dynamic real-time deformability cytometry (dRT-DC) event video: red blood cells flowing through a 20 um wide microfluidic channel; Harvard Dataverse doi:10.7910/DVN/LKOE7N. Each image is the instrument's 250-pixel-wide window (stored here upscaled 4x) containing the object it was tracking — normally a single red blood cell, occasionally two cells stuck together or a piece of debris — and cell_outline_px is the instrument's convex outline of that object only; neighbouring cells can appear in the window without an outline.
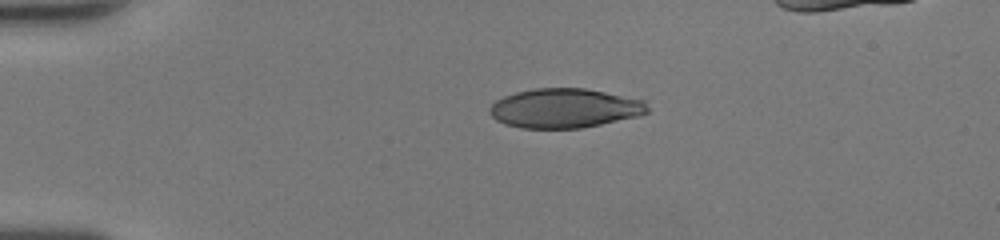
{"species": "human", "species_latin": "Homo sapiens", "temperature_condition": "room temperature", "stored_images_in_passage": 37, "camera_frame_rate_fps": 3000, "um_per_image_px": 0.085, "donor": {"sex": "female"}, "frame": {"image": 1, "passage_image": 1, "time_ms": 0.0, "image_size_px": [1000, 240], "cell_outline_px": [[648, 112], [640, 116], [580, 128], [520, 128], [504, 124], [496, 120], [488, 112], [488, 108], [496, 100], [504, 96], [516, 92], [532, 88], [584, 88], [648, 100]], "centroid_in_image_um": [48.01, 9.19], "position_along_channel_um": 37.0, "area_um2": 36.53}}
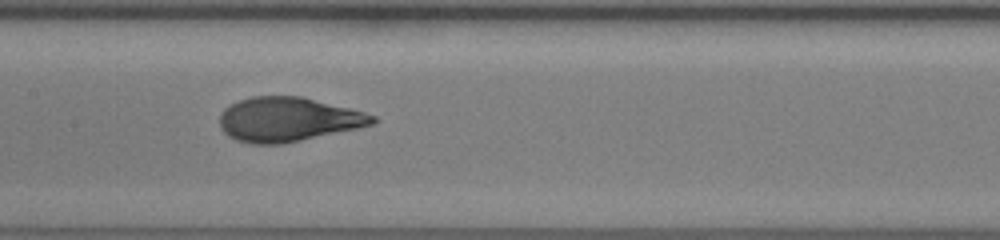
{"frame": {"image": 2, "passage_image": 15, "time_ms": 4.667, "image_size_px": [1000, 240], "cell_outline_px": [[376, 120], [372, 124], [356, 128], [300, 140], [280, 144], [252, 144], [236, 140], [228, 136], [220, 128], [220, 112], [224, 108], [240, 100], [252, 96], [300, 96], [364, 112], [376, 116]], "centroid_in_image_um": [24.42, 10.15], "position_along_channel_um": 183.0, "area_um2": 39.02}}
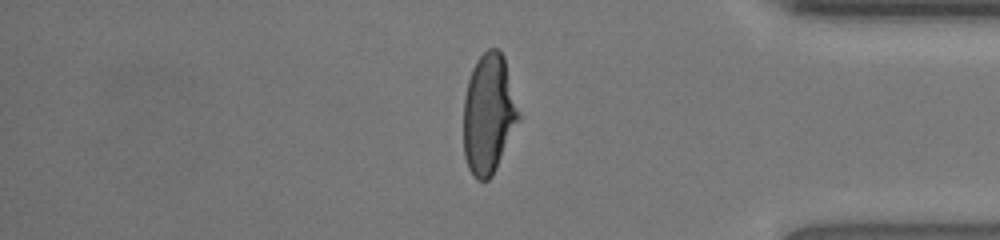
{"frame": {"image": 3, "passage_image": 31, "time_ms": 10.0, "image_size_px": [1000, 240], "cell_outline_px": [[524, 116], [492, 176], [488, 180], [476, 180], [472, 176], [468, 168], [464, 156], [464, 96], [468, 80], [472, 68], [476, 60], [488, 48], [496, 48], [504, 56]], "centroid_in_image_um": [41.6, 9.69], "position_along_channel_um": 393.6, "area_um2": 39.88}}